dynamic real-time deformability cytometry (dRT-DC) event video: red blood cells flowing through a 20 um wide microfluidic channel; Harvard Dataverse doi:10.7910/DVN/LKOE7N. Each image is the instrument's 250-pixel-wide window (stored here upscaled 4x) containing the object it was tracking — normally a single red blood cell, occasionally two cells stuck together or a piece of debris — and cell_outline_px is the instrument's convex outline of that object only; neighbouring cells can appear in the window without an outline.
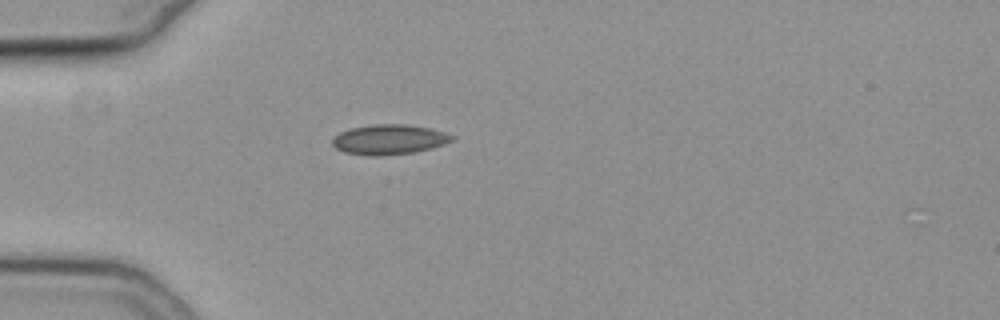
{"species": "common noctule bat (a hibernating species)", "species_latin": "Nyctalus noctula", "temperature_condition": "cold", "stored_images_in_passage": 2, "camera_frame_rate_fps": 3000, "um_per_image_px": 0.085, "animal": {"sex": "female", "body_mass_g": 19.3, "forearm_length_mm": 54.1}, "frame": {"image": 1, "passage_image": 1, "time_ms": 0.0, "image_size_px": [1000, 320], "cell_outline_px": [[456, 136], [452, 140], [444, 144], [432, 148], [412, 152], [380, 156], [368, 156], [344, 152], [336, 148], [332, 144], [332, 140], [340, 132], [352, 128], [376, 124], [404, 124], [428, 128], [444, 132]], "centroid_in_image_um": [33.07, 11.86], "position_along_channel_um": 51.9, "area_um2": 20.69}}